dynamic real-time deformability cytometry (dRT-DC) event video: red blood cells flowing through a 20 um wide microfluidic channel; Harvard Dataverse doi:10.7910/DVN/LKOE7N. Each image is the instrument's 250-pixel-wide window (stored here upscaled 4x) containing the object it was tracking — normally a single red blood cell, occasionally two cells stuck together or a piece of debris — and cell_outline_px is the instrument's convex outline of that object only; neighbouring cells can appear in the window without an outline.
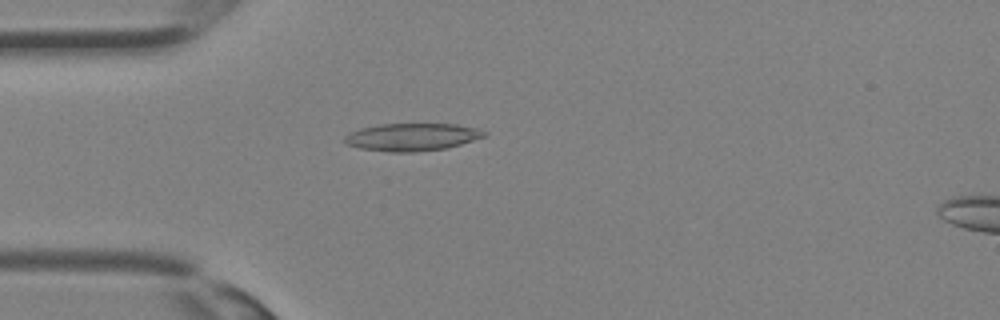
{"species": "Egyptian fruit bat (a non-hibernating species)", "species_latin": "Rousettus aegyptiacus", "temperature_condition": "room temperature", "stored_images_in_passage": 28, "camera_frame_rate_fps": 3000, "um_per_image_px": 0.085, "animal": {"sex": "female"}, "frame": {"image": 1, "passage_image": 10, "time_ms": 3.0, "image_size_px": [1000, 320], "cell_outline_px": [[488, 136], [460, 144], [444, 148], [412, 152], [392, 152], [360, 148], [348, 144], [344, 140], [344, 136], [360, 128], [380, 124], [456, 124], [476, 128], [488, 132]], "centroid_in_image_um": [35.06, 11.64], "position_along_channel_um": 49.9, "area_um2": 22.25}}
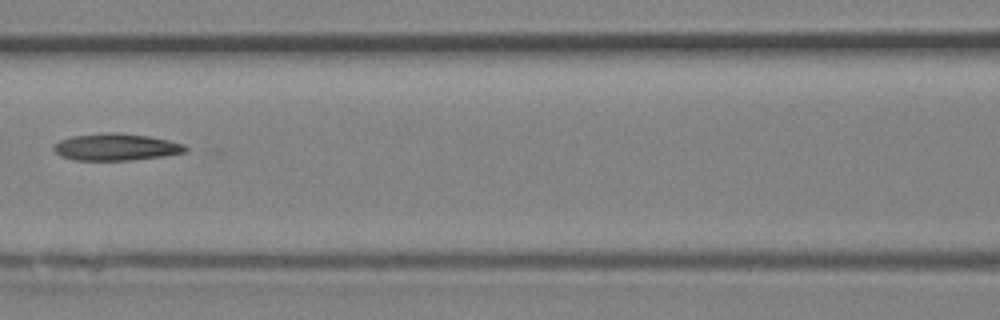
{"frame": {"image": 2, "passage_image": 16, "time_ms": 5.0, "image_size_px": [1000, 320], "cell_outline_px": [[188, 148], [184, 152], [164, 156], [128, 160], [76, 160], [60, 156], [52, 148], [52, 144], [60, 140], [72, 136], [104, 132], [116, 132], [148, 136], [168, 140], [184, 144]], "centroid_in_image_um": [9.82, 12.49], "position_along_channel_um": 156.8, "area_um2": 20.69}}
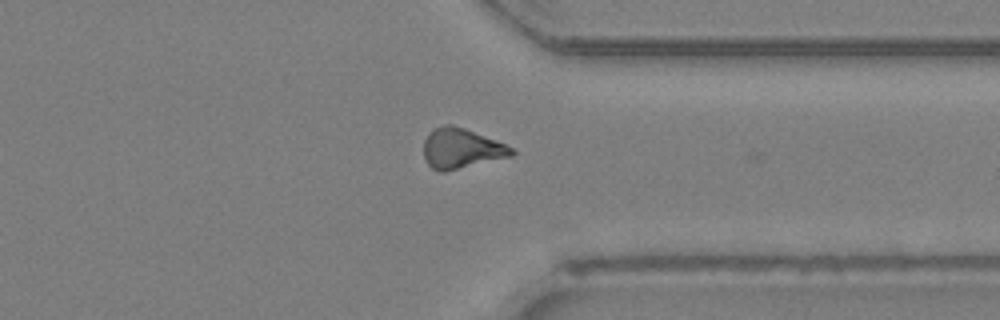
{"frame": {"image": 3, "passage_image": 27, "time_ms": 8.667, "image_size_px": [1000, 320], "cell_outline_px": [[516, 152], [512, 156], [444, 172], [440, 172], [432, 168], [428, 164], [424, 156], [424, 140], [428, 132], [432, 128], [444, 124], [452, 124], [464, 128], [496, 140], [512, 148]], "centroid_in_image_um": [39.18, 12.61], "position_along_channel_um": 372.2, "area_um2": 20.58}}